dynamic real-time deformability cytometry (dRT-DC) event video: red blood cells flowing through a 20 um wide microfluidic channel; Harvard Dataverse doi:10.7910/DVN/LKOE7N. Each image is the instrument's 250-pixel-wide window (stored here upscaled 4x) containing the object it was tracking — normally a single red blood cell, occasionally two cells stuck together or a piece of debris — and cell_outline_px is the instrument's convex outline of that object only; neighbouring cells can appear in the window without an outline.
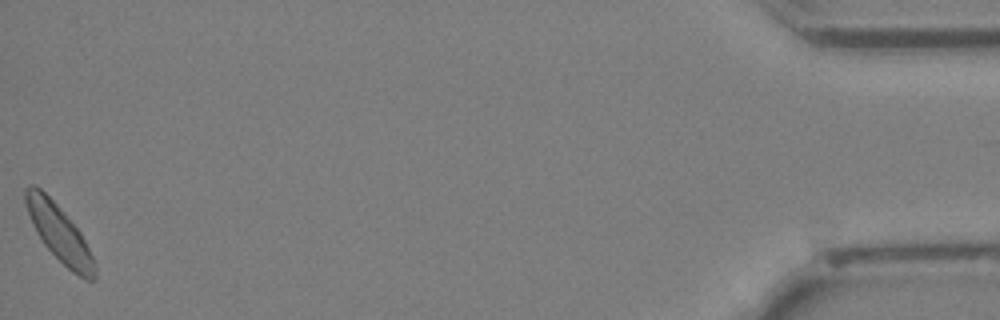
{"species": "Egyptian fruit bat (a non-hibernating species)", "species_latin": "Rousettus aegyptiacus", "temperature_condition": "cold", "stored_images_in_passage": 44, "camera_frame_rate_fps": 3000, "um_per_image_px": 0.085, "animal": {"sex": "female"}, "frame": {"image": 1, "passage_image": 44, "time_ms": 14.333, "image_size_px": [1000, 320], "cell_outline_px": [[96, 280], [84, 280], [72, 272], [44, 244], [36, 232], [28, 212], [24, 200], [24, 188], [32, 184], [40, 188], [56, 204], [80, 232], [96, 264]], "centroid_in_image_um": [5.04, 19.85], "position_along_channel_um": 430.2, "area_um2": 22.31}}